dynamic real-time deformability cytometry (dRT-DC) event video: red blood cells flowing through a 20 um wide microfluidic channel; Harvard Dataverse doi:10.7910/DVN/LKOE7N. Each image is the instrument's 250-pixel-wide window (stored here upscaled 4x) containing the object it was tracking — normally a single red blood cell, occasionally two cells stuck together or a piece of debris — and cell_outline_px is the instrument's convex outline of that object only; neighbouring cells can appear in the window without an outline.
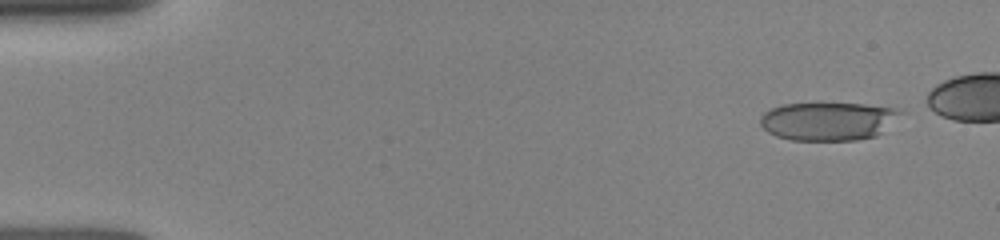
{"species": "human", "species_latin": "Homo sapiens", "temperature_condition": "room temperature", "stored_images_in_passage": 26, "camera_frame_rate_fps": 3000, "um_per_image_px": 0.085, "donor": {"sex": "female"}, "frame": {"image": 1, "passage_image": 1, "time_ms": 0.0, "image_size_px": [1000, 240], "cell_outline_px": [[908, 112], [876, 136], [856, 140], [792, 140], [776, 136], [768, 132], [760, 124], [760, 116], [764, 112], [772, 108], [784, 104], [816, 100], [864, 104], [896, 108]], "centroid_in_image_um": [70.43, 10.24], "position_along_channel_um": 14.6, "area_um2": 32.6}}
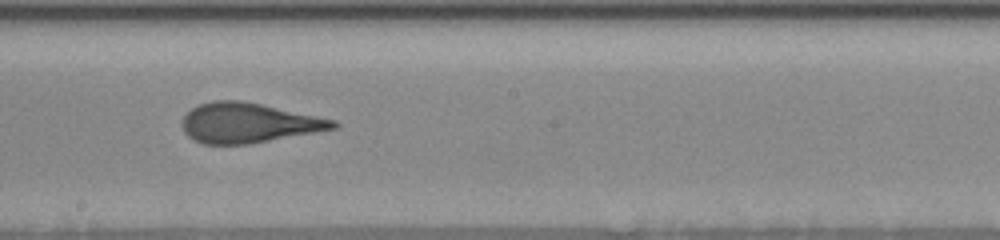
{"frame": {"image": 2, "passage_image": 16, "time_ms": 8.0, "image_size_px": [1000, 240], "cell_outline_px": [[340, 124], [336, 128], [248, 144], [204, 144], [188, 136], [184, 132], [184, 116], [192, 108], [200, 104], [212, 100], [240, 100], [260, 104], [336, 120]], "centroid_in_image_um": [21.12, 10.44], "position_along_channel_um": 227.1, "area_um2": 34.51}}
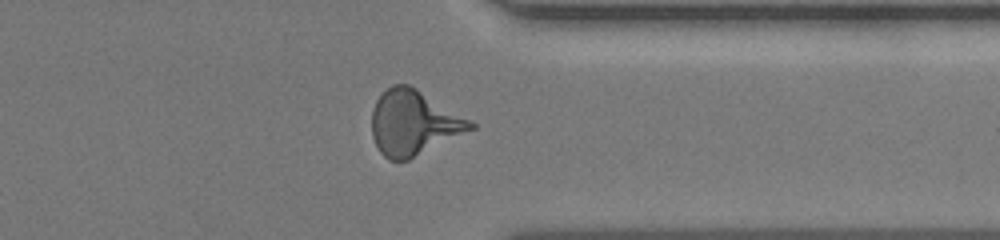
{"frame": {"image": 3, "passage_image": 23, "time_ms": 11.667, "image_size_px": [1000, 240], "cell_outline_px": [[476, 128], [408, 160], [388, 160], [380, 152], [372, 136], [372, 108], [376, 100], [392, 84], [408, 84], [416, 88], [476, 124]], "centroid_in_image_um": [35.13, 10.45], "position_along_channel_um": 376.3, "area_um2": 36.93}}